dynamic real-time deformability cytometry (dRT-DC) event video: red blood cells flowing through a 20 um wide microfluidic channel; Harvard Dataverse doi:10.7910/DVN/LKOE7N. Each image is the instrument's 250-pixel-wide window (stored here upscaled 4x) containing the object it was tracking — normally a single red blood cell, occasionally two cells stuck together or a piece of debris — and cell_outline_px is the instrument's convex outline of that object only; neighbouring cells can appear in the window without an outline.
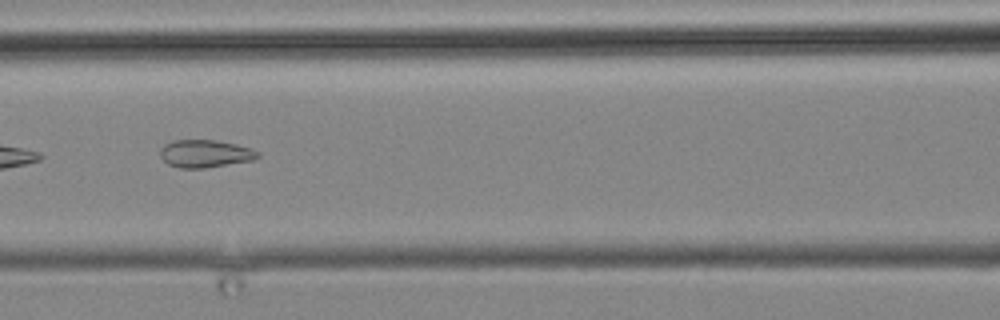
{"species": "common noctule bat (a hibernating species)", "species_latin": "Nyctalus noctula", "temperature_condition": "cold", "stored_images_in_passage": 21, "camera_frame_rate_fps": 3000, "um_per_image_px": 0.085, "animal": {"sex": "male", "body_mass_g": 19.2, "forearm_length_mm": 51.8}, "frame": {"image": 1, "passage_image": 12, "time_ms": 12.667, "image_size_px": [1000, 320], "cell_outline_px": [[260, 156], [252, 160], [204, 168], [180, 168], [168, 164], [160, 156], [160, 148], [164, 144], [172, 140], [216, 140], [236, 144], [252, 148], [260, 152]], "centroid_in_image_um": [17.43, 13.05], "position_along_channel_um": 149.2, "area_um2": 15.78}}
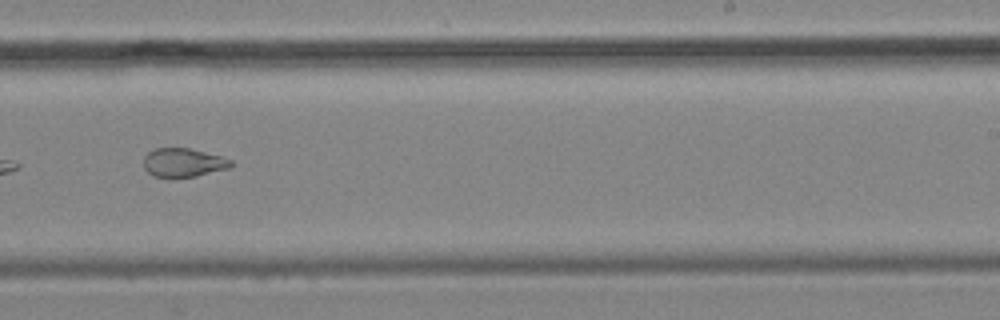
{"frame": {"image": 2, "passage_image": 15, "time_ms": 16.333, "image_size_px": [1000, 320], "cell_outline_px": [[232, 168], [196, 176], [152, 176], [144, 168], [144, 156], [152, 148], [188, 148], [220, 156], [232, 160]], "centroid_in_image_um": [15.59, 13.81], "position_along_channel_um": 273.4, "area_um2": 14.51}}
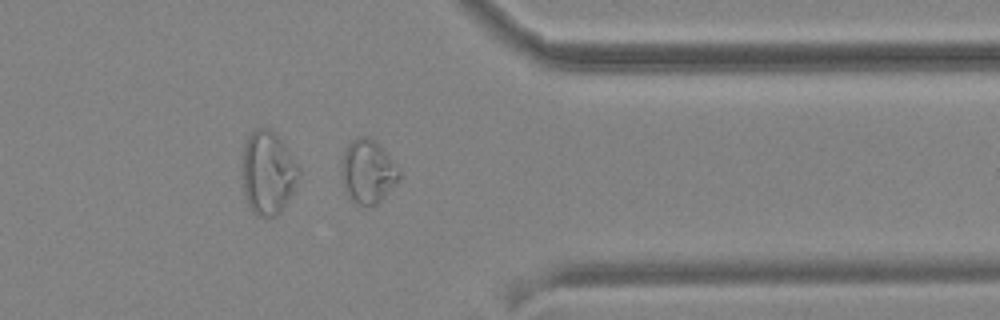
{"frame": {"image": 3, "passage_image": 18, "time_ms": 19.667, "image_size_px": [1000, 320], "cell_outline_px": [[400, 176], [380, 200], [376, 204], [356, 204], [344, 188], [340, 172], [340, 168], [344, 152], [348, 144], [356, 136], [364, 136], [376, 140], [396, 164], [400, 172]], "centroid_in_image_um": [31.23, 14.52], "position_along_channel_um": 380.2, "area_um2": 21.04}}